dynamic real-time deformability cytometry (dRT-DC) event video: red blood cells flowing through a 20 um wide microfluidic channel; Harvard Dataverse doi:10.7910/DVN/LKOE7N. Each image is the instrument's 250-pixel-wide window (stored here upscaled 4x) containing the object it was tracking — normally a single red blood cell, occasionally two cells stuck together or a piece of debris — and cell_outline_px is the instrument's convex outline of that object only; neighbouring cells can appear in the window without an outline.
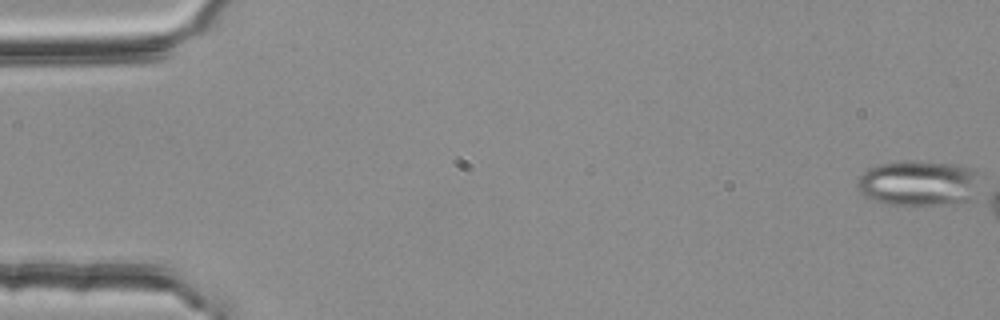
{"species": "common noctule bat (a hibernating species)", "species_latin": "Nyctalus noctula", "temperature_condition": "room temperature", "stored_images_in_passage": 2, "camera_frame_rate_fps": 3000, "um_per_image_px": 0.085, "animal": {"sex": "female", "body_mass_g": 25.1}, "frame": {"image": 1, "passage_image": 1, "time_ms": 0.0, "image_size_px": [1000, 320], "cell_outline_px": [[976, 172], [972, 196], [968, 200], [940, 204], [888, 204], [864, 196], [860, 192], [856, 184], [860, 176], [868, 168], [876, 164], [916, 160], [956, 164], [976, 168]], "centroid_in_image_um": [78.0, 15.53], "position_along_channel_um": 7.0, "area_um2": 31.91}}